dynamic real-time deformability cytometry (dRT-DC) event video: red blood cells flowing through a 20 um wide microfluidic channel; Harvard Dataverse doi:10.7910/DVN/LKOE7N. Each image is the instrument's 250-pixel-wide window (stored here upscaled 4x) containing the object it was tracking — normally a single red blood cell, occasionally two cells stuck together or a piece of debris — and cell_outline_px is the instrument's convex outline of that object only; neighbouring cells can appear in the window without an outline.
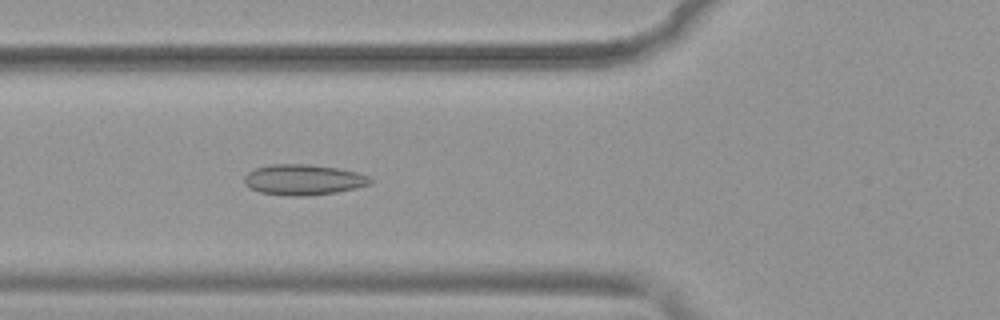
{"species": "common noctule bat (a hibernating species)", "species_latin": "Nyctalus noctula", "temperature_condition": "warm", "stored_images_in_passage": 51, "camera_frame_rate_fps": 3000, "um_per_image_px": 0.085, "animal": {"sex": "female", "body_mass_g": 19.9}, "frame": {"image": 1, "passage_image": 19, "time_ms": 6.0, "image_size_px": [1000, 320], "cell_outline_px": [[376, 180], [368, 184], [356, 188], [336, 192], [304, 196], [292, 196], [260, 192], [244, 184], [244, 176], [248, 172], [256, 168], [268, 164], [308, 164], [336, 168], [356, 172], [368, 176]], "centroid_in_image_um": [25.78, 15.27], "position_along_channel_um": 100.0, "area_um2": 22.37}}
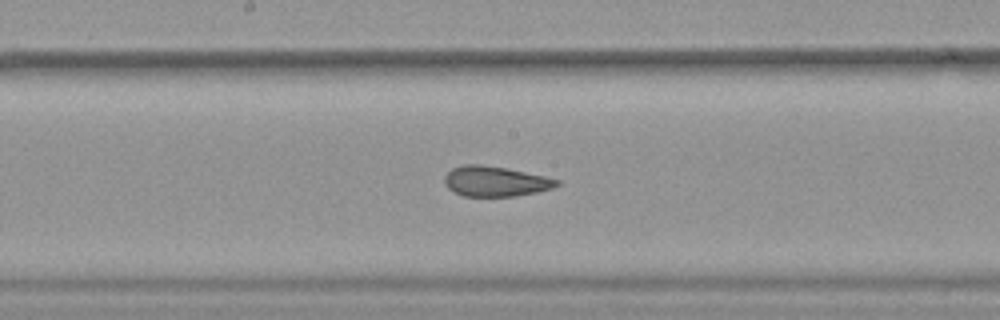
{"frame": {"image": 2, "passage_image": 27, "time_ms": 8.667, "image_size_px": [1000, 320], "cell_outline_px": [[560, 184], [552, 188], [536, 192], [516, 196], [464, 196], [448, 188], [444, 184], [444, 176], [452, 168], [464, 164], [480, 164], [504, 168], [544, 176], [560, 180]], "centroid_in_image_um": [42.08, 15.41], "position_along_channel_um": 206.1, "area_um2": 19.59}}
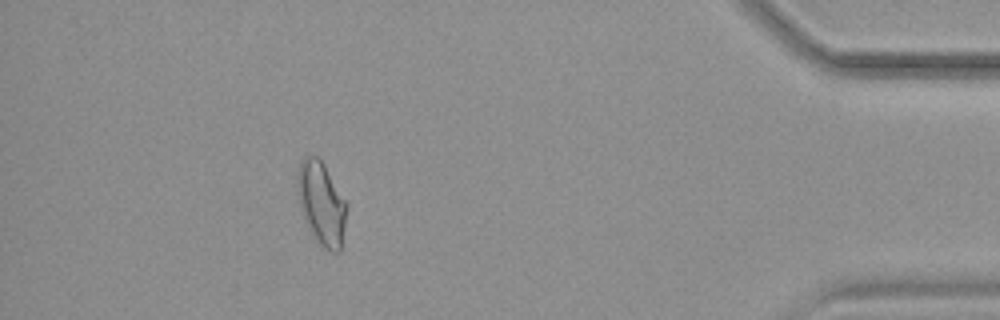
{"frame": {"image": 3, "passage_image": 46, "time_ms": 15.0, "image_size_px": [1000, 320], "cell_outline_px": [[348, 204], [340, 252], [332, 252], [316, 244], [304, 220], [300, 208], [296, 184], [296, 172], [300, 160], [304, 156], [312, 152], [320, 156]], "centroid_in_image_um": [27.29, 17.22], "position_along_channel_um": 407.9, "area_um2": 24.8}, "authors_computed_cell_mechanics": {"area_um2": 22.7732, "velocity_mm_per_s": 3.9762, "shape_relaxation_time_tau1_ms": null, "shape_relaxation_time_tau2_ms": 1.546, "deformation_change_tau1": null, "deformation_change_tau2": 0.0849}}